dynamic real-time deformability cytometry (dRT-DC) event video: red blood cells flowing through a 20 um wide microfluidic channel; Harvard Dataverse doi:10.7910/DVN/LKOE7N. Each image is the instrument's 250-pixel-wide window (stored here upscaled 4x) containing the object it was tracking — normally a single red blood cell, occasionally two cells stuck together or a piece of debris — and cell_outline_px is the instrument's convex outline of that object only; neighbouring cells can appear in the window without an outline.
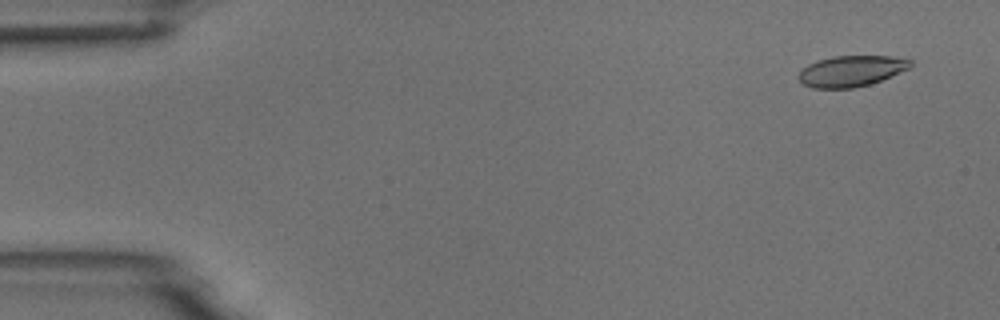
{"species": "common noctule bat (a hibernating species)", "species_latin": "Nyctalus noctula", "temperature_condition": "room temperature", "stored_images_in_passage": 4, "camera_frame_rate_fps": 3000, "um_per_image_px": 0.085, "animal": {"sex": "male", "body_mass_g": 18.8}, "frame": {"image": 1, "passage_image": 1, "time_ms": 0.0, "image_size_px": [1000, 320], "cell_outline_px": [[912, 64], [908, 68], [880, 80], [868, 84], [852, 88], [812, 88], [804, 84], [796, 76], [808, 64], [816, 60], [832, 56], [892, 56], [912, 60]], "centroid_in_image_um": [72.31, 6.03], "position_along_channel_um": 12.7, "area_um2": 19.94}}
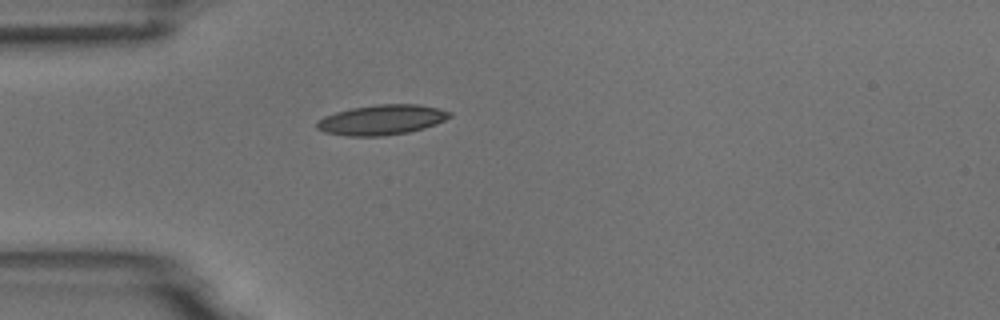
{"frame": {"image": 2, "passage_image": 4, "time_ms": 4.0, "image_size_px": [1000, 320], "cell_outline_px": [[452, 116], [436, 124], [424, 128], [408, 132], [384, 136], [348, 136], [324, 132], [316, 128], [316, 124], [324, 116], [336, 112], [352, 108], [380, 104], [420, 104], [440, 108], [452, 112]], "centroid_in_image_um": [32.48, 10.18], "position_along_channel_um": 52.5, "area_um2": 23.29}}